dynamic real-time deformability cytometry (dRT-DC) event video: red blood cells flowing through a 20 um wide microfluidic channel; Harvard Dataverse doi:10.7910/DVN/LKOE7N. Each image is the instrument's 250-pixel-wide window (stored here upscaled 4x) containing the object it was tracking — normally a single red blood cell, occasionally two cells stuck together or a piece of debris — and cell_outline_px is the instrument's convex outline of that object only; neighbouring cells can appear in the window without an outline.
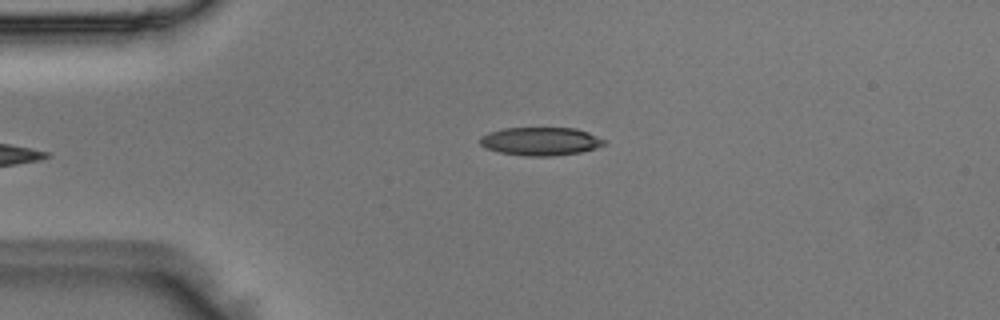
{"species": "Egyptian fruit bat (a non-hibernating species)", "species_latin": "Rousettus aegyptiacus", "temperature_condition": "room temperature", "stored_images_in_passage": 6, "camera_frame_rate_fps": 3000, "um_per_image_px": 0.085, "animal": {"sex": "male"}, "frame": {"image": 1, "passage_image": 4, "time_ms": 1.0, "image_size_px": [1000, 320], "cell_outline_px": [[608, 140], [604, 144], [596, 148], [580, 152], [552, 156], [524, 156], [500, 152], [484, 148], [480, 144], [480, 136], [488, 132], [504, 128], [576, 128], [588, 132]], "centroid_in_image_um": [45.95, 12.01], "position_along_channel_um": 39.1, "area_um2": 20.58}}
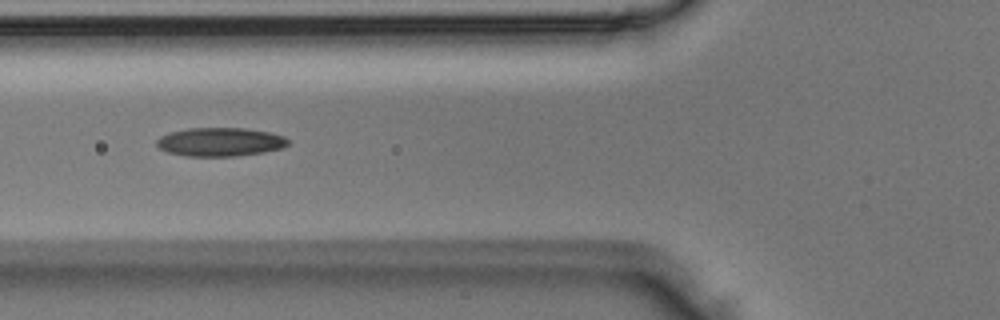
{"frame": {"image": 2, "passage_image": 6, "time_ms": 1.667, "image_size_px": [1000, 320], "cell_outline_px": [[288, 144], [284, 148], [264, 152], [236, 156], [188, 156], [168, 152], [160, 148], [156, 144], [156, 140], [160, 136], [168, 132], [188, 128], [244, 128], [268, 132], [284, 136], [288, 140]], "centroid_in_image_um": [18.71, 12.06], "position_along_channel_um": 107.1, "area_um2": 21.96}}